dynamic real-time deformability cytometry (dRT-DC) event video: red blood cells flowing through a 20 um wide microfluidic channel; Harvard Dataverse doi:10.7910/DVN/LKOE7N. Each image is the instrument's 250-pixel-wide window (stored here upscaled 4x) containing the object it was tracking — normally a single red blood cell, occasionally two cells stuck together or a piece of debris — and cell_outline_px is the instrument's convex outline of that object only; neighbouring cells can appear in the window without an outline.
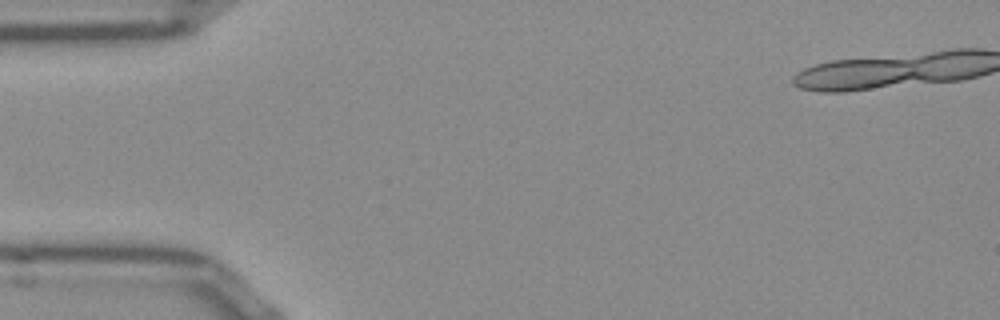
{"species": "Egyptian fruit bat (a non-hibernating species)", "species_latin": "Rousettus aegyptiacus", "temperature_condition": "room temperature", "stored_images_in_passage": 1, "camera_frame_rate_fps": 3000, "um_per_image_px": 0.085, "frame": {"image": 1, "passage_image": 1, "time_ms": 0.0, "image_size_px": [1000, 320], "cell_outline_px": [[924, 76], [864, 88], [812, 88], [824, 64], [844, 60], [892, 60], [916, 68]], "centroid_in_image_um": [73.4, 6.28], "position_along_channel_um": 11.6, "area_um2": 16.99}}